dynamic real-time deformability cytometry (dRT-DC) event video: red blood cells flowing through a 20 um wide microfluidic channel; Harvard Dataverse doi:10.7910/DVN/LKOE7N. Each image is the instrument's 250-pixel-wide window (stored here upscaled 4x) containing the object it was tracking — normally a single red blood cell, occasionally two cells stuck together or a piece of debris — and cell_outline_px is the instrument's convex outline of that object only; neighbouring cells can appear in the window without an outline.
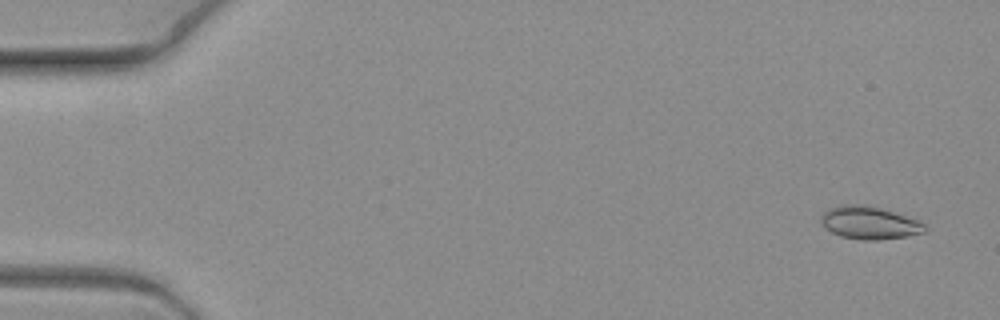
{"species": "common noctule bat (a hibernating species)", "species_latin": "Nyctalus noctula", "temperature_condition": "warm", "stored_images_in_passage": 7, "camera_frame_rate_fps": 3000, "um_per_image_px": 0.085, "animal": {"sex": "female", "body_mass_g": 19.3, "forearm_length_mm": 54.1}, "frame": {"image": 1, "passage_image": 1, "time_ms": 0.0, "image_size_px": [1000, 320], "cell_outline_px": [[928, 228], [924, 232], [904, 236], [876, 240], [864, 240], [840, 236], [824, 228], [820, 224], [820, 216], [828, 208], [840, 204], [868, 204], [920, 220]], "centroid_in_image_um": [73.86, 18.91], "position_along_channel_um": 11.1, "area_um2": 20.06}}
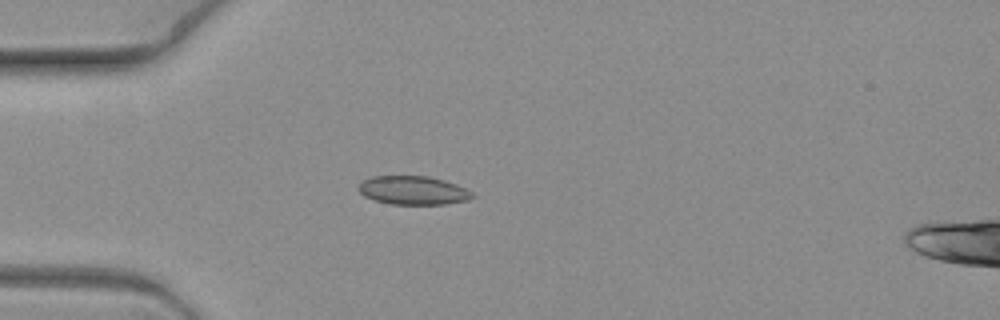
{"frame": {"image": 2, "passage_image": 6, "time_ms": 1.667, "image_size_px": [1000, 320], "cell_outline_px": [[476, 196], [468, 200], [444, 204], [392, 204], [376, 200], [364, 196], [356, 188], [360, 180], [372, 176], [428, 176], [444, 180], [456, 184], [472, 192]], "centroid_in_image_um": [35.08, 16.17], "position_along_channel_um": 49.9, "area_um2": 19.07}}